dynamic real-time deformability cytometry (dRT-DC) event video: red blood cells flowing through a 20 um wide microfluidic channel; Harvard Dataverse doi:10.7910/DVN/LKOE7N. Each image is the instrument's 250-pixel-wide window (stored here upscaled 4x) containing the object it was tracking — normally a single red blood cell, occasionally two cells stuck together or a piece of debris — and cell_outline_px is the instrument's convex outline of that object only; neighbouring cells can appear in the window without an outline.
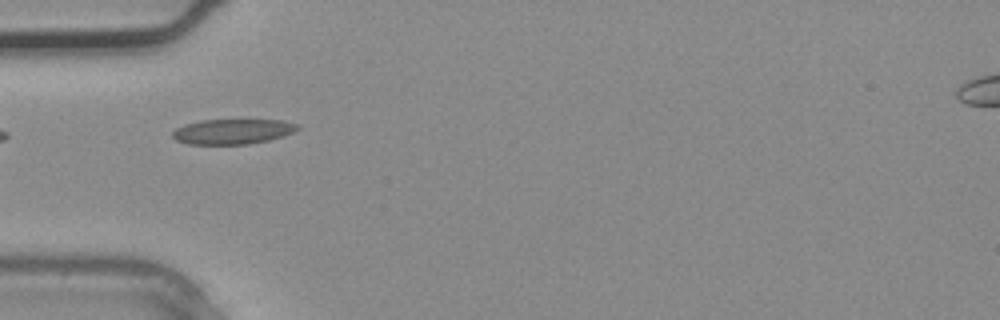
{"species": "common noctule bat (a hibernating species)", "species_latin": "Nyctalus noctula", "temperature_condition": "warm", "stored_images_in_passage": 1, "camera_frame_rate_fps": 3000, "um_per_image_px": 0.085, "animal": {"sex": "male", "body_mass_g": 20.4}, "frame": {"image": 1, "passage_image": 1, "time_ms": 0.0, "image_size_px": [1000, 320], "cell_outline_px": [[300, 128], [292, 132], [268, 140], [248, 144], [188, 144], [176, 140], [172, 136], [172, 132], [176, 128], [184, 124], [200, 120], [280, 120], [300, 124]], "centroid_in_image_um": [19.74, 11.17], "position_along_channel_um": 65.3, "area_um2": 18.21}}